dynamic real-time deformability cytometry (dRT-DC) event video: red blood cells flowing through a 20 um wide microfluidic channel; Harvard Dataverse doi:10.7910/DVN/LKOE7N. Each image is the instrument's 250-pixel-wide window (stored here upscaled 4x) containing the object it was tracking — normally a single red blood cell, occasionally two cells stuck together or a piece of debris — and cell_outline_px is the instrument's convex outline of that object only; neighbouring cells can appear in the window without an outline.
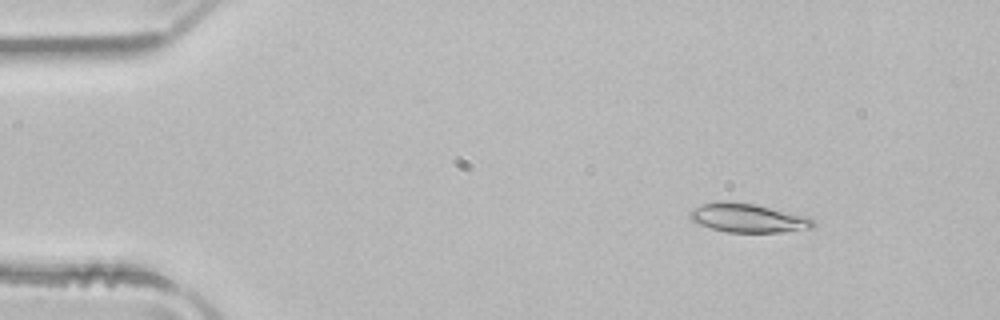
{"species": "common noctule bat (a hibernating species)", "species_latin": "Nyctalus noctula", "temperature_condition": "room temperature", "stored_images_in_passage": 49, "camera_frame_rate_fps": 3000, "um_per_image_px": 0.085, "animal": {"sex": "male", "body_mass_g": 21.5, "forearm_length_mm": 52.0}, "frame": {"image": 1, "passage_image": 5, "time_ms": 1.333, "image_size_px": [1000, 320], "cell_outline_px": [[816, 228], [780, 232], [728, 232], [712, 228], [700, 224], [692, 220], [688, 216], [688, 212], [692, 208], [704, 204], [720, 200], [728, 200], [756, 204], [808, 216], [816, 220]], "centroid_in_image_um": [63.62, 18.51], "position_along_channel_um": 21.4, "area_um2": 21.1}}
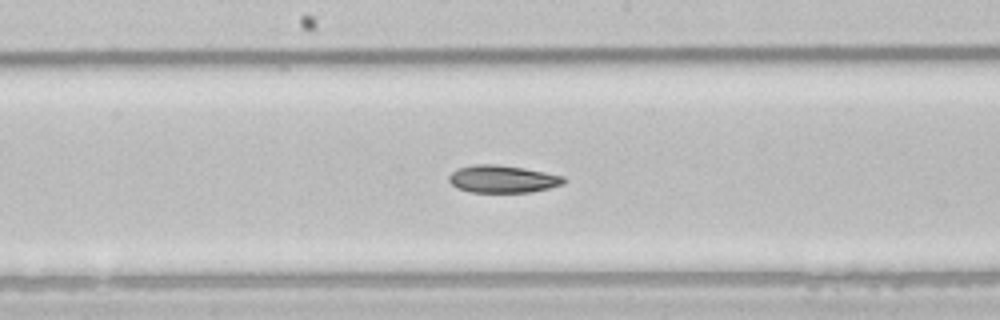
{"frame": {"image": 2, "passage_image": 25, "time_ms": 8.0, "image_size_px": [1000, 320], "cell_outline_px": [[564, 184], [532, 192], [468, 192], [456, 188], [448, 180], [448, 176], [456, 168], [472, 164], [496, 164], [524, 168], [564, 176]], "centroid_in_image_um": [42.67, 15.21], "position_along_channel_um": 205.5, "area_um2": 18.5}}
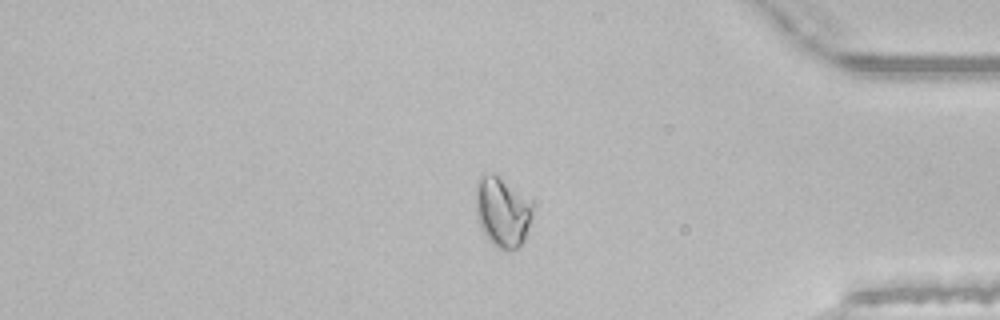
{"frame": {"image": 3, "passage_image": 41, "time_ms": 13.333, "image_size_px": [1000, 320], "cell_outline_px": [[532, 216], [524, 240], [516, 248], [508, 252], [492, 244], [488, 240], [480, 228], [476, 212], [476, 184], [484, 176], [492, 172], [532, 208]], "centroid_in_image_um": [42.63, 18.12], "position_along_channel_um": 392.6, "area_um2": 21.91}, "authors_computed_cell_mechanics": {"area_um2": 19.9988, "velocity_mm_per_s": 4.0087, "shape_relaxation_time_tau1_ms": 10.8048, "shape_relaxation_time_tau2_ms": 4.1186, "deformation_change_tau1": 0.208, "deformation_change_tau2": 0.0856}}